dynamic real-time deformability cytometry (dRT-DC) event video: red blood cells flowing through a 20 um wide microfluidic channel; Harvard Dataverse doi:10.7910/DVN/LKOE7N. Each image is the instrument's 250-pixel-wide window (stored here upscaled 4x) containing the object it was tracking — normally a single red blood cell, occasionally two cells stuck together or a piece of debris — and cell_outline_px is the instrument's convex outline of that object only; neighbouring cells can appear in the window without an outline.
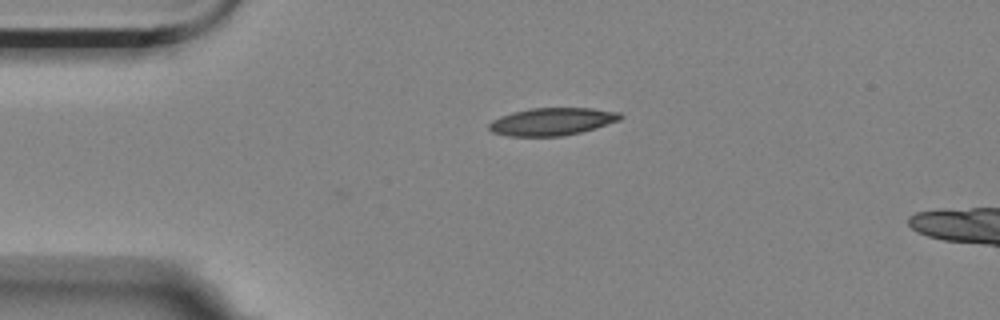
{"species": "Egyptian fruit bat (a non-hibernating species)", "species_latin": "Rousettus aegyptiacus", "temperature_condition": "room temperature", "stored_images_in_passage": 2, "camera_frame_rate_fps": 3000, "um_per_image_px": 0.085, "animal": {"sex": "female"}, "frame": {"image": 1, "passage_image": 1, "time_ms": 0.0, "image_size_px": [1000, 320], "cell_outline_px": [[624, 116], [620, 120], [596, 128], [564, 136], [508, 136], [492, 132], [488, 128], [488, 124], [492, 120], [500, 116], [512, 112], [532, 108], [592, 108], [620, 112]], "centroid_in_image_um": [46.93, 10.33], "position_along_channel_um": 38.1, "area_um2": 21.21}}